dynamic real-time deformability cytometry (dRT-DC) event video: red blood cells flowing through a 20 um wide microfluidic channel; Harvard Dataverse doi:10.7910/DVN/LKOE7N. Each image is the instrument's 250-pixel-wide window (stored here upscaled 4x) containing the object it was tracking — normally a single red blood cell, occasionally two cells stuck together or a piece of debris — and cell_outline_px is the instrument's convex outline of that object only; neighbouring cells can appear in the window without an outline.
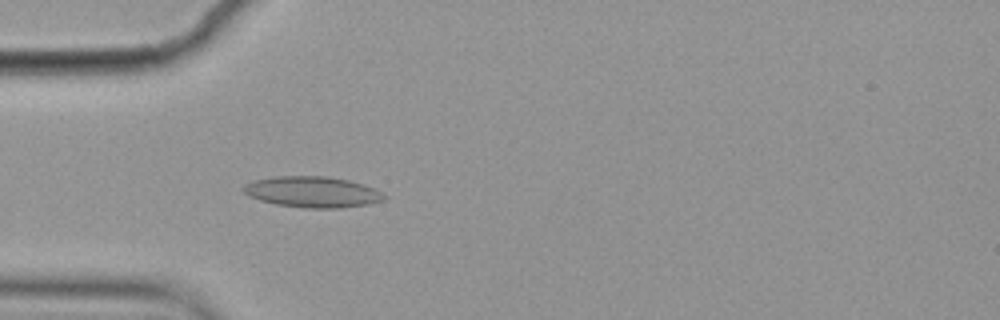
{"species": "common noctule bat (a hibernating species)", "species_latin": "Nyctalus noctula", "temperature_condition": "cold", "stored_images_in_passage": 5, "camera_frame_rate_fps": 3000, "um_per_image_px": 0.085, "animal": {"sex": "female", "body_mass_g": 19.9}, "frame": {"image": 1, "passage_image": 5, "time_ms": 1.333, "image_size_px": [1000, 320], "cell_outline_px": [[388, 196], [384, 200], [368, 204], [340, 208], [304, 208], [276, 204], [260, 200], [248, 196], [244, 192], [244, 184], [256, 180], [276, 176], [328, 176], [348, 180], [364, 184]], "centroid_in_image_um": [26.57, 16.32], "position_along_channel_um": 58.4, "area_um2": 25.32}}